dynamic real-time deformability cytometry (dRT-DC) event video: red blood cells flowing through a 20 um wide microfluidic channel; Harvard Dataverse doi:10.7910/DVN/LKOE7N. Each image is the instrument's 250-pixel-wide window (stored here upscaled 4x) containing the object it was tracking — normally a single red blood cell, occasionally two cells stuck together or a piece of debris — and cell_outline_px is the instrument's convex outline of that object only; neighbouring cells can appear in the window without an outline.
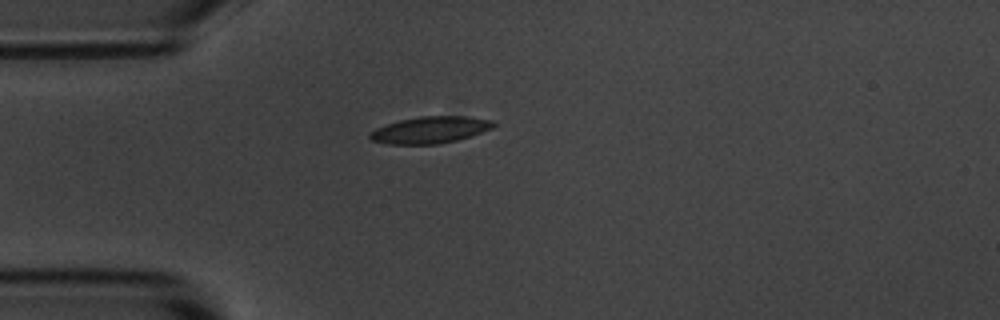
{"species": "common noctule bat (a hibernating species)", "species_latin": "Nyctalus noctula", "temperature_condition": "room temperature", "stored_images_in_passage": 12, "camera_frame_rate_fps": 3000, "um_per_image_px": 0.085, "animal": {"sex": "male", "body_mass_g": 20.1, "forearm_length_mm": 53.5}, "frame": {"image": 1, "passage_image": 1, "time_ms": 0.0, "image_size_px": [1000, 320], "cell_outline_px": [[496, 124], [492, 128], [456, 140], [440, 144], [388, 144], [372, 140], [368, 136], [376, 128], [400, 120], [420, 116], [464, 116], [492, 120]], "centroid_in_image_um": [36.56, 11.04], "position_along_channel_um": 48.4, "area_um2": 18.96}}
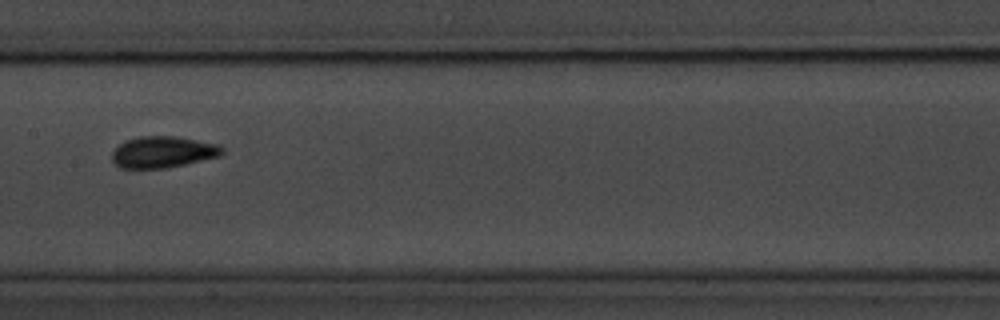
{"frame": {"image": 2, "passage_image": 5, "time_ms": 4.333, "image_size_px": [1000, 320], "cell_outline_px": [[224, 152], [220, 156], [168, 168], [120, 168], [112, 160], [112, 152], [124, 140], [136, 136], [176, 136], [220, 144], [224, 148]], "centroid_in_image_um": [13.87, 12.91], "position_along_channel_um": 193.5, "area_um2": 20.4}}
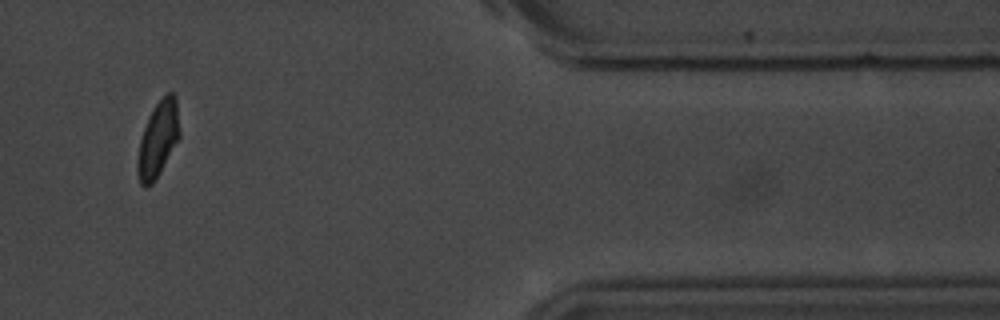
{"frame": {"image": 3, "passage_image": 10, "time_ms": 11.0, "image_size_px": [1000, 320], "cell_outline_px": [[180, 136], [152, 184], [148, 188], [144, 188], [140, 184], [136, 168], [136, 160], [140, 140], [148, 116], [152, 108], [168, 92], [172, 92], [176, 96], [180, 132]], "centroid_in_image_um": [13.41, 11.83], "position_along_channel_um": 398.0, "area_um2": 18.44}, "authors_computed_cell_mechanics": {"area_um2": 18.785, "velocity_mm_per_s": 3.6109, "shape_relaxation_time_tau1_ms": 3.875, "shape_relaxation_time_tau2_ms": 1.4211, "deformation_change_tau1": 0.1406, "deformation_change_tau2": 0.0717}}